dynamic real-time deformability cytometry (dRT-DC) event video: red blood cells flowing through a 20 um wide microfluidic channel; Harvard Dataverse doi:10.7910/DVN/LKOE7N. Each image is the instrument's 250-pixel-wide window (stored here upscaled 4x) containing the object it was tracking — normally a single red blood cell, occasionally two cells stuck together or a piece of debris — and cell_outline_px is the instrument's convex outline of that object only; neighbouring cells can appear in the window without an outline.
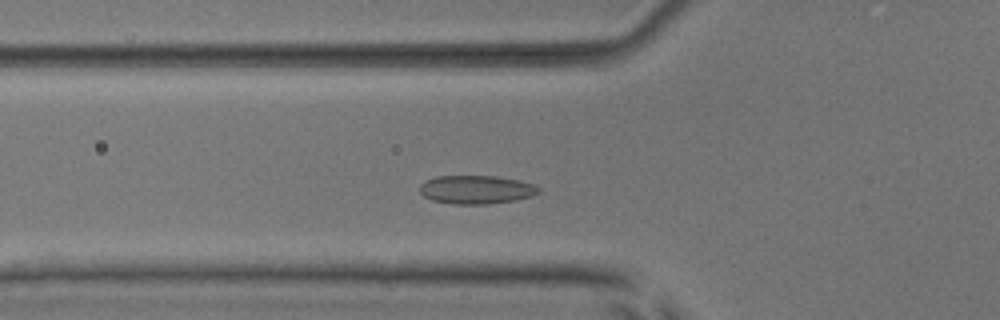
{"species": "common noctule bat (a hibernating species)", "species_latin": "Nyctalus noctula", "temperature_condition": "room temperature", "stored_images_in_passage": 47, "camera_frame_rate_fps": 3000, "um_per_image_px": 0.085, "animal": {"sex": "male", "body_mass_g": 17.9, "forearm_length_mm": 54.2}, "frame": {"image": 1, "passage_image": 13, "time_ms": 4.0, "image_size_px": [1000, 320], "cell_outline_px": [[540, 192], [532, 196], [516, 200], [488, 204], [452, 204], [432, 200], [424, 196], [420, 192], [420, 184], [424, 180], [436, 176], [496, 176], [520, 180], [532, 184], [540, 188]], "centroid_in_image_um": [40.47, 16.11], "position_along_channel_um": 85.3, "area_um2": 19.88}}
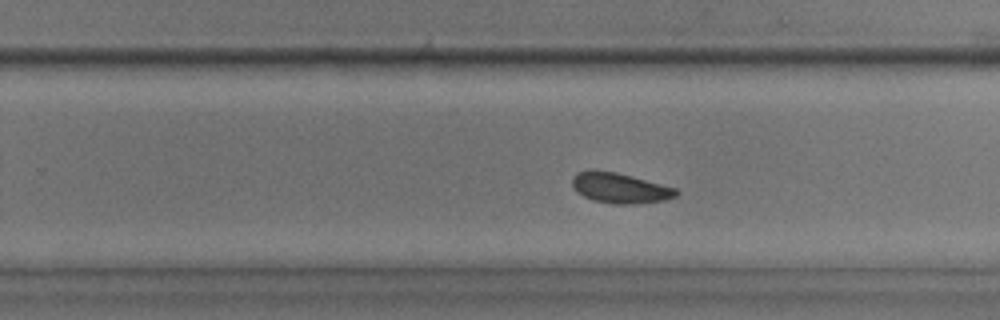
{"frame": {"image": 2, "passage_image": 28, "time_ms": 9.0, "image_size_px": [1000, 320], "cell_outline_px": [[680, 192], [676, 196], [664, 200], [636, 204], [612, 204], [592, 200], [576, 192], [572, 188], [572, 176], [576, 172], [592, 168], [616, 172], [632, 176], [676, 188]], "centroid_in_image_um": [52.64, 15.96], "position_along_channel_um": 277.2, "area_um2": 18.73}}
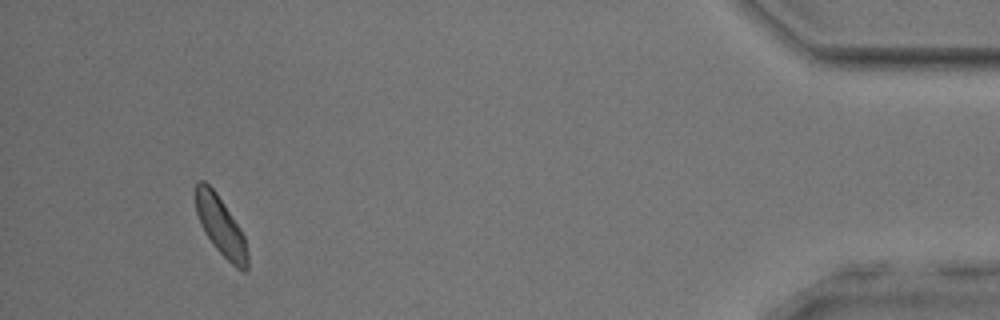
{"frame": {"image": 3, "passage_image": 44, "time_ms": 14.333, "image_size_px": [1000, 320], "cell_outline_px": [[248, 268], [244, 272], [236, 268], [212, 244], [204, 232], [200, 224], [196, 212], [196, 180], [204, 180], [216, 192], [240, 228], [244, 236], [248, 256]], "centroid_in_image_um": [18.75, 19.22], "position_along_channel_um": 416.4, "area_um2": 17.69}, "authors_computed_cell_mechanics": {"area_um2": 18.7272, "velocity_mm_per_s": 3.8495, "shape_relaxation_time_tau1_ms": 2.8764, "shape_relaxation_time_tau2_ms": 2.5945, "deformation_change_tau1": 0.0608, "deformation_change_tau2": 0.0549}}